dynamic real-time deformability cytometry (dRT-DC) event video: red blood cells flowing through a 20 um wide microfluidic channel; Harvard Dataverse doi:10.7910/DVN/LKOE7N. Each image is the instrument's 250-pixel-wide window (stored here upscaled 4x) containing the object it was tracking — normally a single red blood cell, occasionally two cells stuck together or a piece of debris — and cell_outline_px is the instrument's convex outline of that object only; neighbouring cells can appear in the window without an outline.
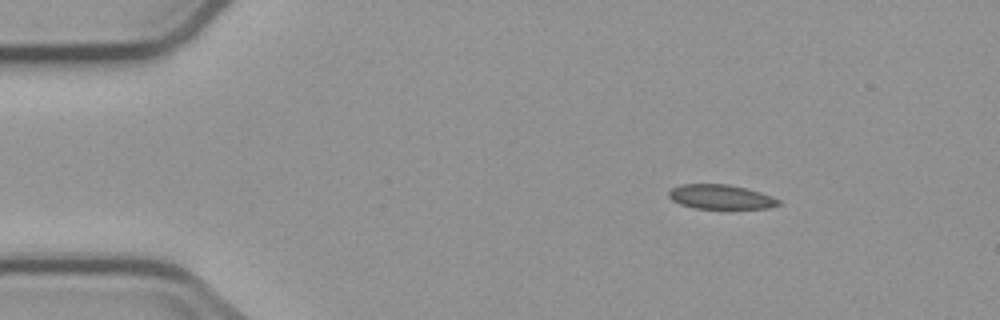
{"species": "common noctule bat (a hibernating species)", "species_latin": "Nyctalus noctula", "temperature_condition": "cold", "stored_images_in_passage": 3, "camera_frame_rate_fps": 3000, "um_per_image_px": 0.085, "animal": {"sex": "male", "body_mass_g": 23.1, "forearm_length_mm": 52.7}, "frame": {"image": 1, "passage_image": 1, "time_ms": 0.0, "image_size_px": [1000, 320], "cell_outline_px": [[784, 204], [768, 208], [732, 212], [692, 208], [680, 204], [672, 200], [668, 196], [668, 192], [672, 188], [680, 184], [728, 184], [760, 192], [772, 196], [780, 200]], "centroid_in_image_um": [61.32, 16.8], "position_along_channel_um": 23.7, "area_um2": 16.76}}
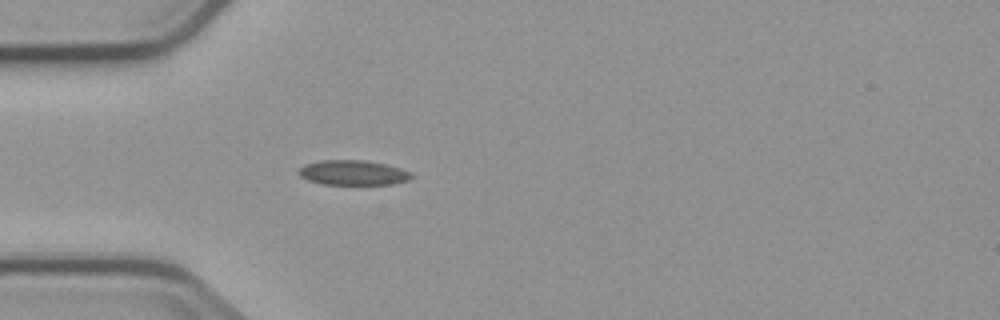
{"frame": {"image": 2, "passage_image": 3, "time_ms": 2.667, "image_size_px": [1000, 320], "cell_outline_px": [[416, 176], [408, 180], [392, 184], [320, 184], [308, 180], [300, 176], [296, 172], [304, 164], [320, 160], [364, 160], [384, 164], [400, 168], [412, 172]], "centroid_in_image_um": [30.0, 14.68], "position_along_channel_um": 55.0, "area_um2": 16.47}}